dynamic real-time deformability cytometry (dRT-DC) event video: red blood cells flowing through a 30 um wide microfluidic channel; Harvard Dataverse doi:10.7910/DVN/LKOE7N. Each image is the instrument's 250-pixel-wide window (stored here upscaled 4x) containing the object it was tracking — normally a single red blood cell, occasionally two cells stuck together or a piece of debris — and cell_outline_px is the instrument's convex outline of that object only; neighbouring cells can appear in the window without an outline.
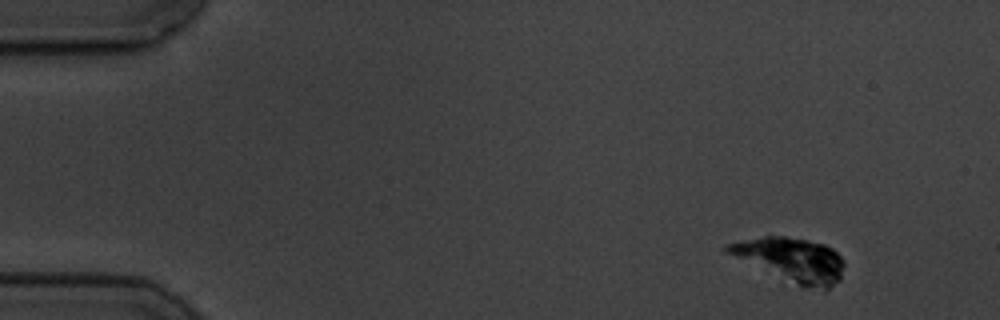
{"species": "common noctule bat (a hibernating species)", "species_latin": "Nyctalus noctula", "temperature_condition": "cold", "stored_images_in_passage": 3, "camera_frame_rate_fps": 3000, "um_per_image_px": 0.085, "animal": {"sex": "male", "body_mass_g": 19.5, "forearm_length_mm": 54.6}, "frame": {"image": 1, "passage_image": 1, "time_ms": 0.0, "image_size_px": [1000, 320], "cell_outline_px": [[844, 264], [840, 280], [824, 292], [808, 288], [796, 284], [724, 252], [720, 248], [728, 244], [740, 240], [764, 236], [784, 236], [808, 240], [824, 244], [832, 248], [844, 260]], "centroid_in_image_um": [67.28, 22.08], "position_along_channel_um": 17.7, "area_um2": 29.82}}